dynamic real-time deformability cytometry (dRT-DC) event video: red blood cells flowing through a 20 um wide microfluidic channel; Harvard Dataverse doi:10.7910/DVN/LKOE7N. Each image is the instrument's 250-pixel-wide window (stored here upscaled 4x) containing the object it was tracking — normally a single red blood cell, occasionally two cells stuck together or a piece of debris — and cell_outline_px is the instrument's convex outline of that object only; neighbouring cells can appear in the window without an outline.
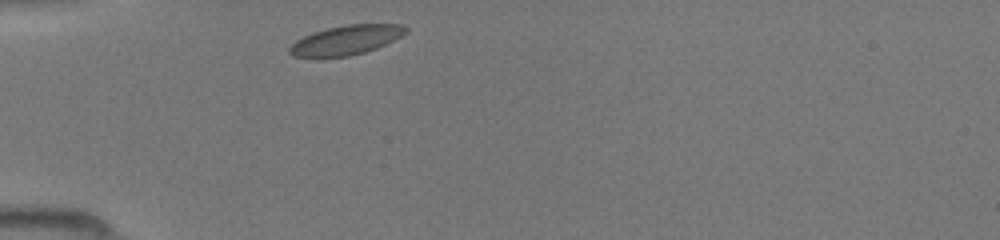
{"species": "common noctule bat (a hibernating species)", "species_latin": "Nyctalus noctula", "temperature_condition": "room temperature", "stored_images_in_passage": 31, "camera_frame_rate_fps": 3000, "um_per_image_px": 0.085, "animal": {"sex": "female", "body_mass_g": 19.5, "forearm_length_mm": 54.1}, "frame": {"image": 1, "passage_image": 1, "time_ms": 0.0, "image_size_px": [1000, 240], "cell_outline_px": [[408, 32], [376, 48], [364, 52], [348, 56], [292, 56], [288, 52], [288, 48], [296, 40], [312, 32], [328, 28], [348, 24], [400, 24], [408, 28]], "centroid_in_image_um": [29.41, 3.39], "position_along_channel_um": 55.6, "area_um2": 19.59}}
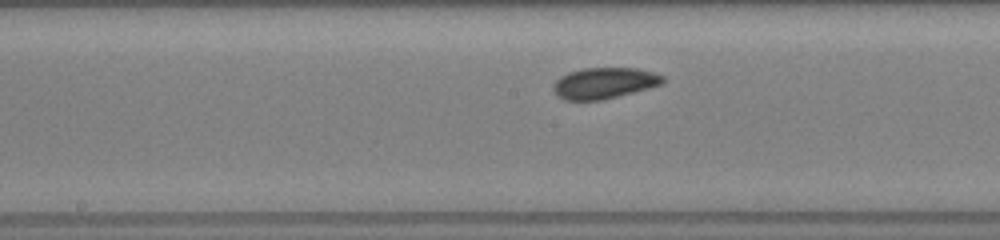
{"frame": {"image": 2, "passage_image": 12, "time_ms": 3.667, "image_size_px": [1000, 240], "cell_outline_px": [[664, 84], [604, 100], [564, 100], [556, 96], [552, 88], [552, 84], [560, 76], [568, 72], [584, 68], [636, 68], [652, 72], [664, 76]], "centroid_in_image_um": [51.33, 7.07], "position_along_channel_um": 196.9, "area_um2": 20.06}}
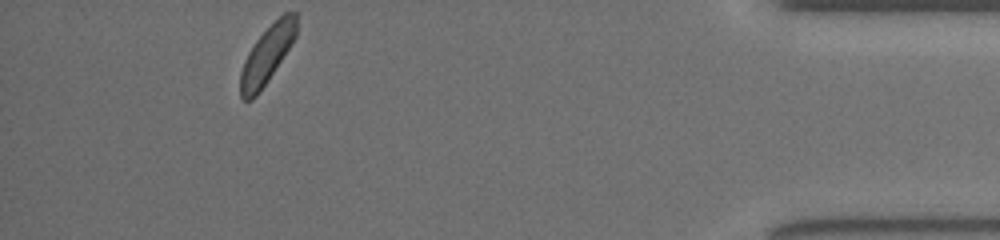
{"frame": {"image": 3, "passage_image": 31, "time_ms": 10.0, "image_size_px": [1000, 240], "cell_outline_px": [[296, 36], [268, 80], [256, 96], [252, 100], [244, 100], [240, 96], [240, 72], [244, 60], [248, 52], [256, 40], [284, 12], [296, 12]], "centroid_in_image_um": [22.67, 4.68], "position_along_channel_um": 412.5, "area_um2": 18.32}}